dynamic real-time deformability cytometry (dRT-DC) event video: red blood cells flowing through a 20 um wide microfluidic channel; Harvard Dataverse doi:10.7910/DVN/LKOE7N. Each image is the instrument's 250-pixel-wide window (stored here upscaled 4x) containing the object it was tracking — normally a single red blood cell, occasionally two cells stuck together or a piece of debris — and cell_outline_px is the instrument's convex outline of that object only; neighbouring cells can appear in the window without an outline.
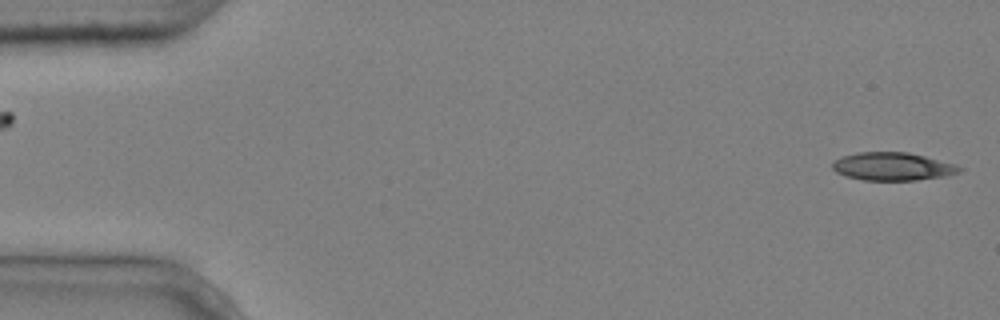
{"species": "common noctule bat (a hibernating species)", "species_latin": "Nyctalus noctula", "temperature_condition": "cold", "stored_images_in_passage": 1, "camera_frame_rate_fps": 3000, "um_per_image_px": 0.085, "animal": {"sex": "male", "body_mass_g": 20.4}, "frame": {"image": 1, "passage_image": 1, "time_ms": 0.0, "image_size_px": [1000, 320], "cell_outline_px": [[964, 168], [960, 172], [944, 176], [916, 180], [864, 180], [848, 176], [836, 172], [832, 168], [832, 164], [840, 156], [856, 152], [908, 152], [956, 164]], "centroid_in_image_um": [75.88, 14.14], "position_along_channel_um": 9.1, "area_um2": 20.69}}